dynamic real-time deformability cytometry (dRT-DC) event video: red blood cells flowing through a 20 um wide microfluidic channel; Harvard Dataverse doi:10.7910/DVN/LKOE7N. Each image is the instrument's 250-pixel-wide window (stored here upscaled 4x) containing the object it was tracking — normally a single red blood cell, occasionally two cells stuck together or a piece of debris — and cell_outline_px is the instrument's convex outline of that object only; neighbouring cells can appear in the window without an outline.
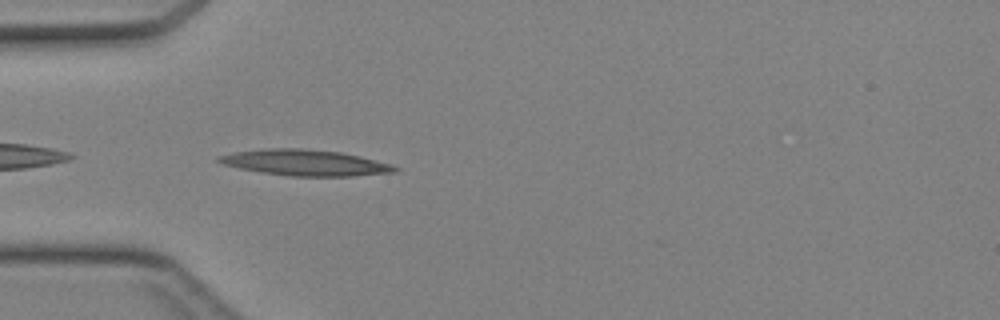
{"species": "Egyptian fruit bat (a non-hibernating species)", "species_latin": "Rousettus aegyptiacus", "temperature_condition": "cold", "stored_images_in_passage": 9, "camera_frame_rate_fps": 3000, "um_per_image_px": 0.085, "animal": {"sex": "female"}, "frame": {"image": 1, "passage_image": 1, "time_ms": 0.0, "image_size_px": [1000, 320], "cell_outline_px": [[400, 172], [352, 176], [292, 176], [260, 172], [240, 168], [224, 164], [216, 160], [216, 156], [232, 152], [264, 148], [304, 148], [340, 152], [360, 156], [392, 164], [400, 168]], "centroid_in_image_um": [25.96, 13.82], "position_along_channel_um": 59.0, "area_um2": 26.88}}
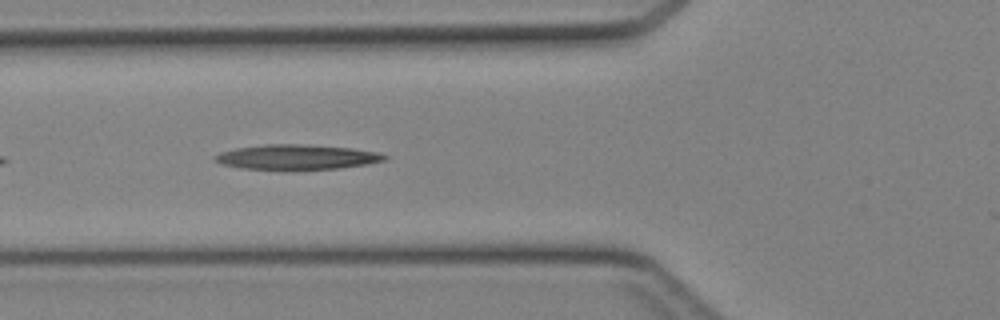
{"frame": {"image": 2, "passage_image": 4, "time_ms": 1.0, "image_size_px": [1000, 320], "cell_outline_px": [[388, 160], [368, 164], [340, 168], [240, 168], [224, 164], [216, 160], [216, 156], [220, 152], [236, 148], [264, 144], [300, 144], [352, 148], [376, 152], [388, 156]], "centroid_in_image_um": [25.3, 13.32], "position_along_channel_um": 100.5, "area_um2": 23.93}}
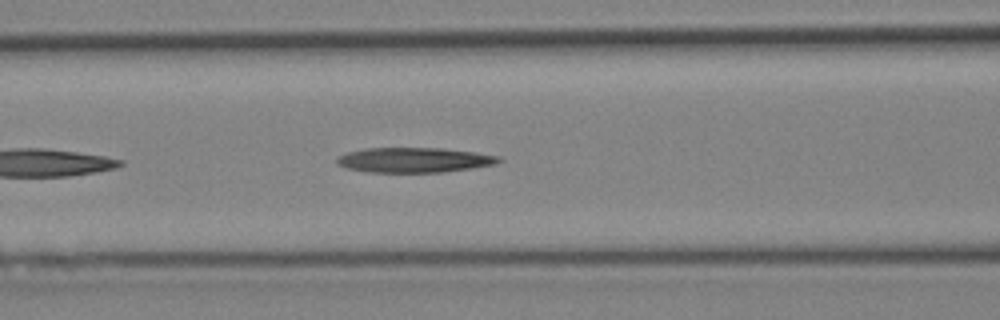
{"frame": {"image": 3, "passage_image": 6, "time_ms": 1.667, "image_size_px": [1000, 320], "cell_outline_px": [[504, 160], [496, 164], [472, 168], [440, 172], [368, 172], [348, 168], [336, 164], [336, 156], [348, 152], [364, 148], [440, 148], [476, 152], [500, 156]], "centroid_in_image_um": [35.21, 13.59], "position_along_channel_um": 131.4, "area_um2": 23.64}}